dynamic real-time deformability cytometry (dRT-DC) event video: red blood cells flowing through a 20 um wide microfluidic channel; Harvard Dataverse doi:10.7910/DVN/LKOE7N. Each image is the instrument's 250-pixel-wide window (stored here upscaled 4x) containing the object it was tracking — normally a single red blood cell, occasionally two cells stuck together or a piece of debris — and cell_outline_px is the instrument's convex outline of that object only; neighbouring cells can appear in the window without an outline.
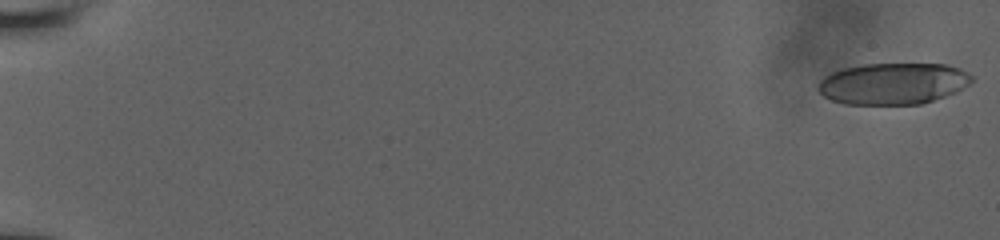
{"species": "human", "species_latin": "Homo sapiens", "temperature_condition": "room temperature", "stored_images_in_passage": 39, "camera_frame_rate_fps": 3000, "um_per_image_px": 0.085, "donor": {"sex": "male"}, "frame": {"image": 1, "passage_image": 1, "time_ms": 0.0, "image_size_px": [1000, 240], "cell_outline_px": [[972, 80], [968, 84], [956, 92], [920, 104], [844, 104], [832, 100], [824, 96], [816, 88], [816, 84], [824, 76], [832, 72], [844, 68], [864, 64], [944, 64], [960, 68], [968, 72], [972, 76]], "centroid_in_image_um": [75.88, 7.1], "position_along_channel_um": 9.1, "area_um2": 37.11}}
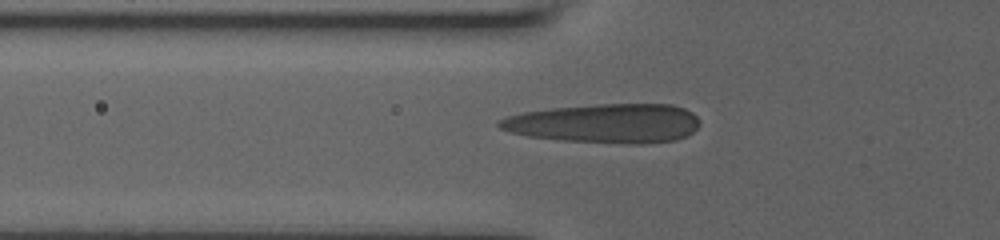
{"frame": {"image": 2, "passage_image": 22, "time_ms": 7.0, "image_size_px": [1000, 240], "cell_outline_px": [[700, 124], [692, 132], [676, 140], [644, 144], [628, 144], [564, 140], [528, 136], [508, 132], [500, 128], [496, 124], [496, 120], [508, 116], [524, 112], [552, 108], [596, 104], [672, 104], [684, 108], [692, 112], [700, 120]], "centroid_in_image_um": [51.44, 10.48], "position_along_channel_um": 74.4, "area_um2": 45.95}}
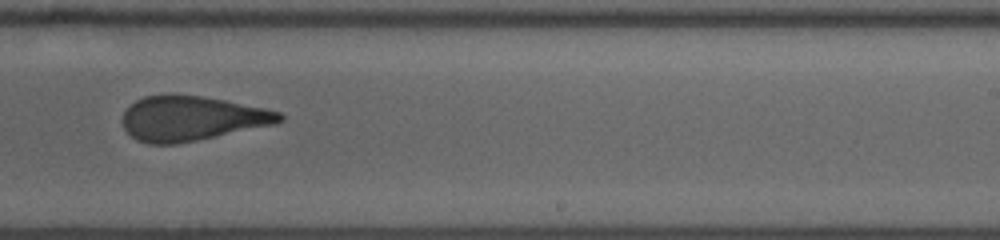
{"frame": {"image": 3, "passage_image": 38, "time_ms": 12.0, "image_size_px": [1000, 240], "cell_outline_px": [[284, 120], [276, 124], [176, 144], [148, 144], [136, 140], [124, 128], [124, 112], [136, 100], [144, 96], [172, 92], [200, 96], [224, 100], [264, 108], [280, 112], [284, 116]], "centroid_in_image_um": [16.28, 10.04], "position_along_channel_um": 272.7, "area_um2": 40.98}}